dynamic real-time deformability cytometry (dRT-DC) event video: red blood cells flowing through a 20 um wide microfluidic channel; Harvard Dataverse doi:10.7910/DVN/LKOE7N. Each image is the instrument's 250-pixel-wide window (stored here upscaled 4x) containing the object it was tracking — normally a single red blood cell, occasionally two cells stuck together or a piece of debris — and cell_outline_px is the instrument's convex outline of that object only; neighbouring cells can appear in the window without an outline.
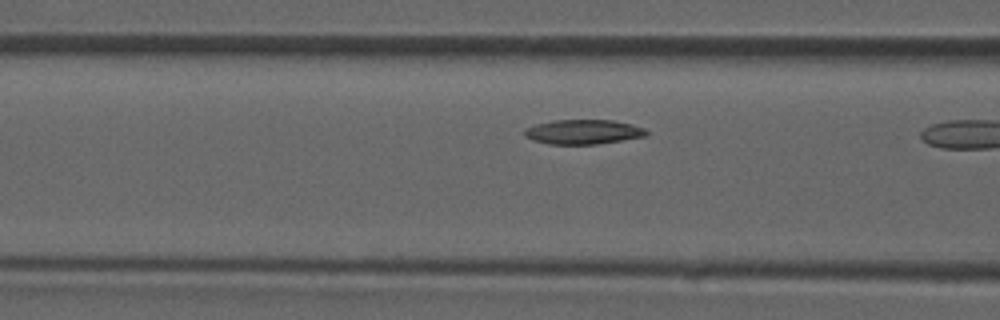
{"species": "common noctule bat (a hibernating species)", "species_latin": "Nyctalus noctula", "temperature_condition": "room temperature", "stored_images_in_passage": 10, "camera_frame_rate_fps": 3000, "um_per_image_px": 0.085, "animal": {"sex": "male", "forearm_length_mm": 52.5}, "frame": {"image": 1, "passage_image": 9, "time_ms": 2.667, "image_size_px": [1000, 320], "cell_outline_px": [[648, 136], [596, 144], [548, 144], [532, 140], [524, 136], [524, 128], [536, 124], [552, 120], [612, 120], [632, 124], [644, 128], [648, 132]], "centroid_in_image_um": [49.56, 11.21], "position_along_channel_um": 117.0, "area_um2": 17.57}}